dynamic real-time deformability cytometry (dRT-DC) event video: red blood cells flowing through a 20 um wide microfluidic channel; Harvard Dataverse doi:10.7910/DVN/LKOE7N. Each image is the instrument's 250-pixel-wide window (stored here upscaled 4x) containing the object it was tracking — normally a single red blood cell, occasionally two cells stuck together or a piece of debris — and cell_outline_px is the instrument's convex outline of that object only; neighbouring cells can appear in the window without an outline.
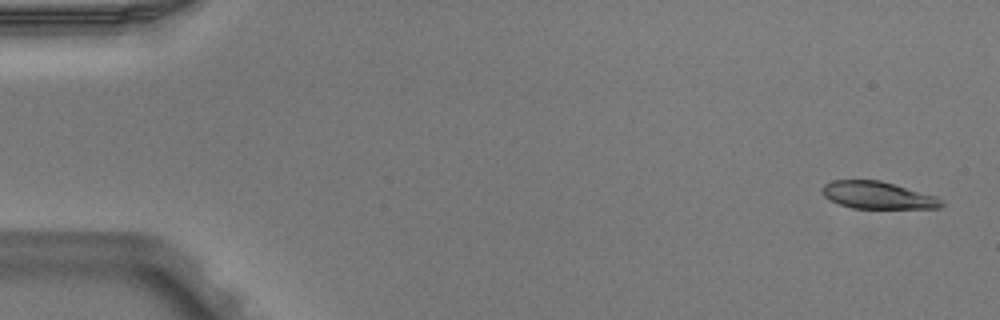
{"species": "Egyptian fruit bat (a non-hibernating species)", "species_latin": "Rousettus aegyptiacus", "temperature_condition": "warm", "stored_images_in_passage": 3, "camera_frame_rate_fps": 3000, "um_per_image_px": 0.085, "animal": {"sex": "male"}, "frame": {"image": 1, "passage_image": 1, "time_ms": 0.0, "image_size_px": [1000, 320], "cell_outline_px": [[944, 204], [940, 208], [852, 208], [840, 204], [824, 196], [820, 188], [824, 184], [832, 180], [880, 180], [936, 196]], "centroid_in_image_um": [74.58, 16.59], "position_along_channel_um": 10.4, "area_um2": 18.79}}